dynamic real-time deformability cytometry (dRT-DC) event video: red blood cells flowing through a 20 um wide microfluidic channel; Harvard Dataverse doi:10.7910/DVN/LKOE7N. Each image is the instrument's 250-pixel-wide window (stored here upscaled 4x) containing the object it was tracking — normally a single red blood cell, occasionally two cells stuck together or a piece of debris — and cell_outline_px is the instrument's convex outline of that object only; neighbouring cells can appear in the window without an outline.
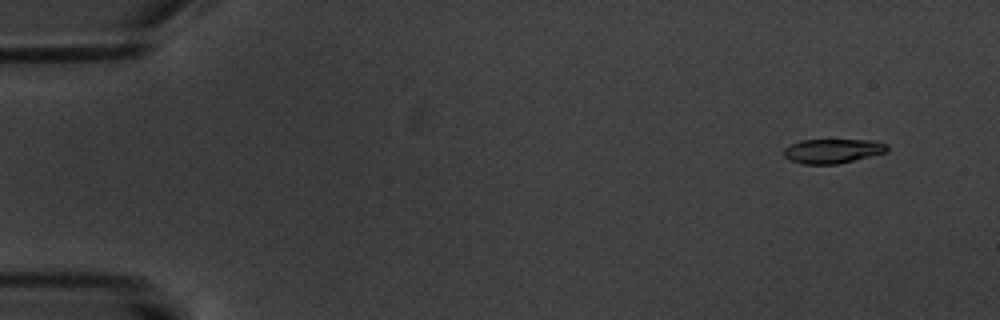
{"species": "common noctule bat (a hibernating species)", "species_latin": "Nyctalus noctula", "temperature_condition": "warm", "stored_images_in_passage": 6, "camera_frame_rate_fps": 3000, "um_per_image_px": 0.085, "animal": {"sex": "male", "body_mass_g": 20.1, "forearm_length_mm": 53.5}, "frame": {"image": 1, "passage_image": 1, "time_ms": 0.0, "image_size_px": [1000, 320], "cell_outline_px": [[888, 152], [840, 164], [804, 164], [792, 160], [784, 156], [784, 148], [788, 144], [800, 140], [876, 140], [888, 144]], "centroid_in_image_um": [70.81, 12.83], "position_along_channel_um": 14.2, "area_um2": 14.91}}
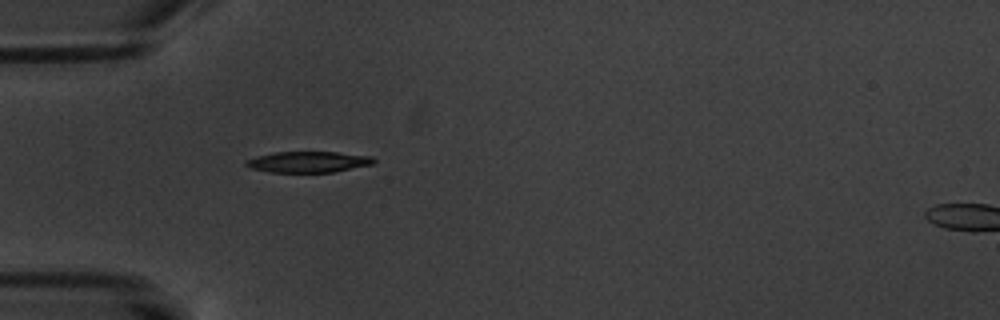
{"frame": {"image": 2, "passage_image": 5, "time_ms": 4.667, "image_size_px": [1000, 320], "cell_outline_px": [[376, 164], [332, 172], [268, 172], [248, 168], [244, 164], [244, 160], [256, 156], [276, 152], [336, 152], [372, 156], [376, 160]], "centroid_in_image_um": [26.19, 13.76], "position_along_channel_um": 58.8, "area_um2": 15.84}}